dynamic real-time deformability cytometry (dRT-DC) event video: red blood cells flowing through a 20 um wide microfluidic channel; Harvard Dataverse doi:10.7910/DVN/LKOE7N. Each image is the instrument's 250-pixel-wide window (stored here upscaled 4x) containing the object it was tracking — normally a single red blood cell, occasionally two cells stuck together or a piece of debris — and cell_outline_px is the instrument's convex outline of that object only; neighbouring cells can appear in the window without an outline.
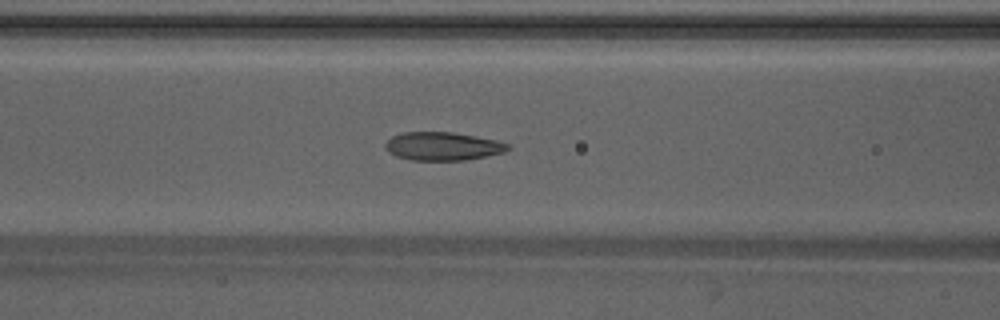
{"species": "Egyptian fruit bat (a non-hibernating species)", "species_latin": "Rousettus aegyptiacus", "temperature_condition": "warm", "stored_images_in_passage": 48, "camera_frame_rate_fps": 3000, "um_per_image_px": 0.085, "animal": {"sex": "male"}, "frame": {"image": 1, "passage_image": 20, "time_ms": 6.333, "image_size_px": [1000, 320], "cell_outline_px": [[512, 148], [504, 152], [464, 160], [408, 160], [396, 156], [388, 152], [384, 148], [384, 144], [392, 136], [404, 132], [452, 132], [476, 136], [496, 140], [508, 144]], "centroid_in_image_um": [37.6, 12.43], "position_along_channel_um": 129.0, "area_um2": 20.23}}
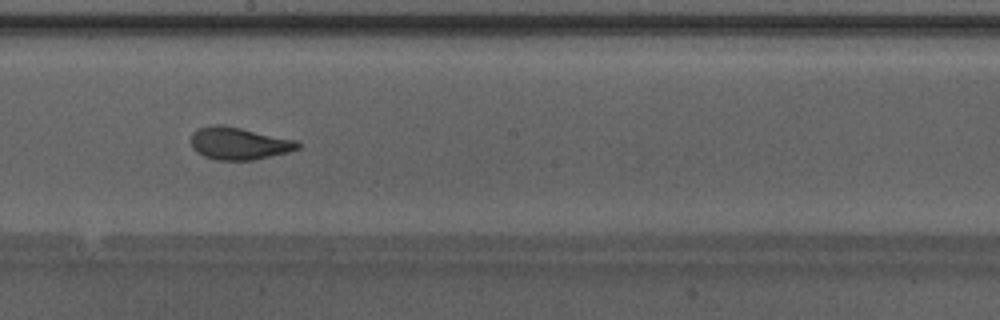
{"frame": {"image": 2, "passage_image": 27, "time_ms": 8.667, "image_size_px": [1000, 320], "cell_outline_px": [[300, 148], [288, 152], [252, 160], [216, 160], [204, 156], [196, 152], [192, 148], [192, 132], [200, 128], [212, 124], [220, 124], [240, 128], [296, 140], [300, 144]], "centroid_in_image_um": [20.29, 12.19], "position_along_channel_um": 227.9, "area_um2": 20.0}}
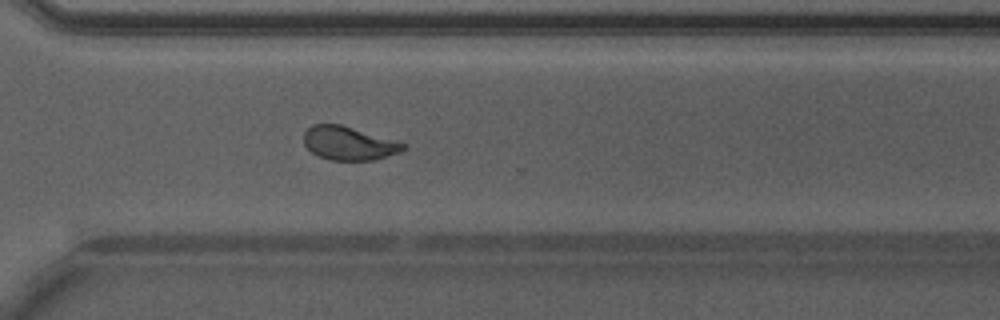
{"frame": {"image": 3, "passage_image": 35, "time_ms": 11.333, "image_size_px": [1000, 320], "cell_outline_px": [[408, 148], [400, 152], [388, 156], [372, 160], [332, 160], [316, 156], [304, 144], [304, 132], [312, 124], [340, 124], [408, 144]], "centroid_in_image_um": [29.66, 12.18], "position_along_channel_um": 340.9, "area_um2": 19.48}, "authors_computed_cell_mechanics": {"area_um2": 20.6057, "velocity_mm_per_s": 4.2449, "shape_relaxation_time_tau1_ms": 3.6371, "shape_relaxation_time_tau2_ms": 0.8237, "deformation_change_tau1": 0.158, "deformation_change_tau2": 0.0561}}